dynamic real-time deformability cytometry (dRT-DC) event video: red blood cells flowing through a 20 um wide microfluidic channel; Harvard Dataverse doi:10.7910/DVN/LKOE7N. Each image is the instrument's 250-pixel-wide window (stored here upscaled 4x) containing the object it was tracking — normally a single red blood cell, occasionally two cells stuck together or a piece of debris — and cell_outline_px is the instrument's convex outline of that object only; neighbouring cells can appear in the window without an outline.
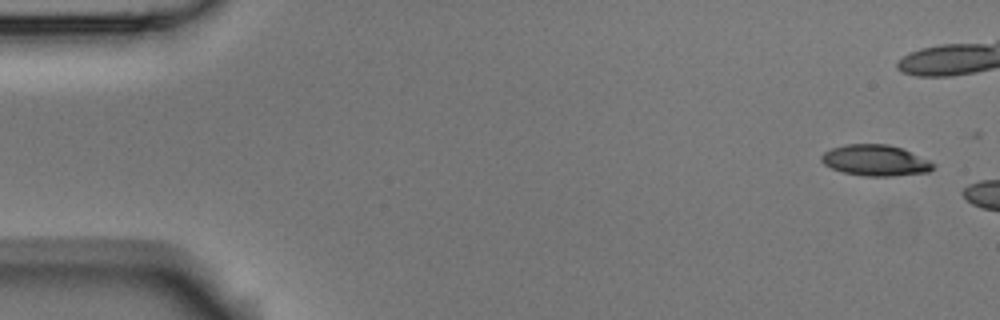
{"species": "Egyptian fruit bat (a non-hibernating species)", "species_latin": "Rousettus aegyptiacus", "temperature_condition": "room temperature", "stored_images_in_passage": 7, "camera_frame_rate_fps": 3000, "um_per_image_px": 0.085, "animal": {"sex": "male"}, "frame": {"image": 1, "passage_image": 1, "time_ms": 0.0, "image_size_px": [1000, 320], "cell_outline_px": [[936, 164], [928, 172], [892, 176], [864, 176], [844, 172], [832, 168], [824, 164], [820, 160], [820, 156], [824, 152], [832, 148], [844, 144], [888, 144], [900, 148], [928, 160]], "centroid_in_image_um": [74.37, 13.63], "position_along_channel_um": 10.6, "area_um2": 20.0}}